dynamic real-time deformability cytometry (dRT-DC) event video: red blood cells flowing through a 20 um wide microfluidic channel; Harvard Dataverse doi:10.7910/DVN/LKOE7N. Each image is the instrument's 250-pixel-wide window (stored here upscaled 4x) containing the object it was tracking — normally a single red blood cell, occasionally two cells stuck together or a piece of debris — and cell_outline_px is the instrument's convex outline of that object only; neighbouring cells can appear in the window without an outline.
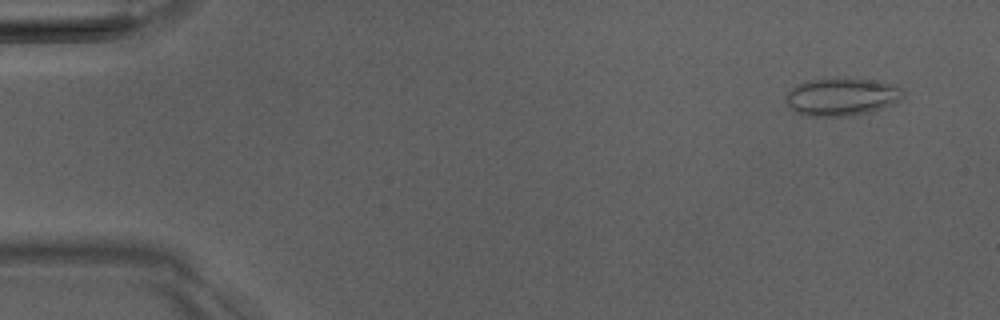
{"species": "Egyptian fruit bat (a non-hibernating species)", "species_latin": "Rousettus aegyptiacus", "temperature_condition": "room temperature", "stored_images_in_passage": 5, "camera_frame_rate_fps": 3000, "um_per_image_px": 0.085, "animal": {"sex": "male"}, "frame": {"image": 1, "passage_image": 1, "time_ms": 0.0, "image_size_px": [1000, 320], "cell_outline_px": [[904, 96], [900, 100], [892, 104], [868, 112], [852, 116], [808, 116], [796, 112], [788, 108], [784, 100], [784, 96], [796, 84], [808, 80], [876, 80], [892, 84], [900, 88], [904, 92]], "centroid_in_image_um": [71.5, 8.26], "position_along_channel_um": 13.5, "area_um2": 25.49}}
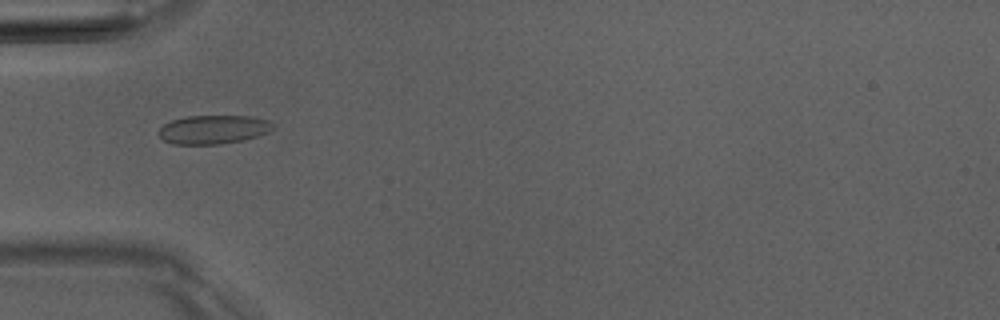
{"frame": {"image": 2, "passage_image": 5, "time_ms": 4.333, "image_size_px": [1000, 320], "cell_outline_px": [[272, 128], [268, 132], [244, 140], [220, 144], [172, 144], [164, 140], [156, 132], [164, 124], [172, 120], [188, 116], [248, 116], [268, 120], [272, 124]], "centroid_in_image_um": [18.09, 11.01], "position_along_channel_um": 66.9, "area_um2": 19.02}}